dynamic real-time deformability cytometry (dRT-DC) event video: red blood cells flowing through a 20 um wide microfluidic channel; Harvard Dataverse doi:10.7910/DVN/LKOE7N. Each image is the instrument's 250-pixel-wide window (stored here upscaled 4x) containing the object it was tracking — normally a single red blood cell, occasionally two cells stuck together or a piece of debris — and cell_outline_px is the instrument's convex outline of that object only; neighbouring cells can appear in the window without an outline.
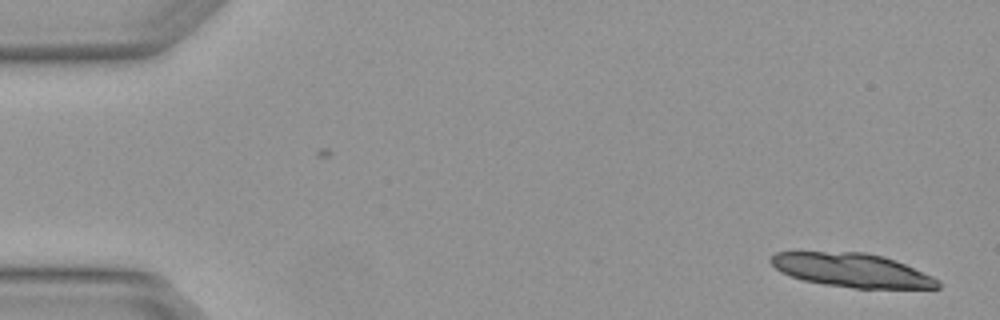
{"species": "Egyptian fruit bat (a non-hibernating species)", "species_latin": "Rousettus aegyptiacus", "temperature_condition": "warm", "stored_images_in_passage": 6, "camera_frame_rate_fps": 3000, "um_per_image_px": 0.085, "animal": {"sex": "female"}, "frame": {"image": 1, "passage_image": 1, "time_ms": 0.0, "image_size_px": [1000, 320], "cell_outline_px": [[940, 288], [852, 288], [824, 284], [804, 280], [780, 272], [768, 260], [776, 252], [864, 252], [884, 256], [896, 260], [932, 276], [940, 280]], "centroid_in_image_um": [72.43, 22.96], "position_along_channel_um": 12.6, "area_um2": 32.77}}
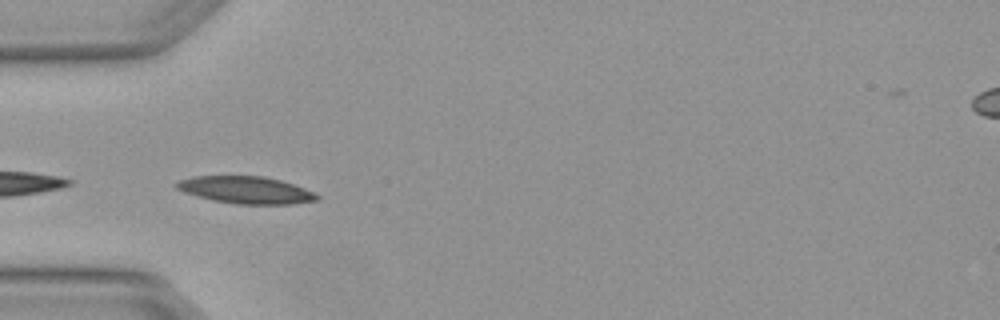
{"frame": {"image": 2, "passage_image": 5, "time_ms": 1.333, "image_size_px": [1000, 320], "cell_outline_px": [[320, 200], [292, 204], [236, 204], [212, 200], [196, 196], [184, 192], [176, 188], [176, 180], [192, 176], [264, 176], [280, 180], [304, 188], [320, 196]], "centroid_in_image_um": [20.88, 16.15], "position_along_channel_um": 64.1, "area_um2": 22.31}}
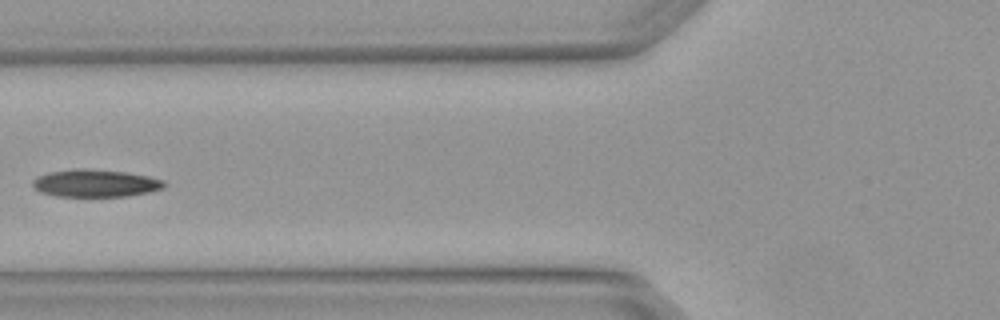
{"frame": {"image": 3, "passage_image": 6, "time_ms": 1.667, "image_size_px": [1000, 320], "cell_outline_px": [[168, 184], [164, 188], [148, 192], [128, 196], [56, 196], [40, 192], [32, 184], [32, 180], [36, 176], [48, 172], [76, 168], [84, 168], [124, 172], [148, 176], [164, 180]], "centroid_in_image_um": [8.11, 15.57], "position_along_channel_um": 117.7, "area_um2": 21.15}}